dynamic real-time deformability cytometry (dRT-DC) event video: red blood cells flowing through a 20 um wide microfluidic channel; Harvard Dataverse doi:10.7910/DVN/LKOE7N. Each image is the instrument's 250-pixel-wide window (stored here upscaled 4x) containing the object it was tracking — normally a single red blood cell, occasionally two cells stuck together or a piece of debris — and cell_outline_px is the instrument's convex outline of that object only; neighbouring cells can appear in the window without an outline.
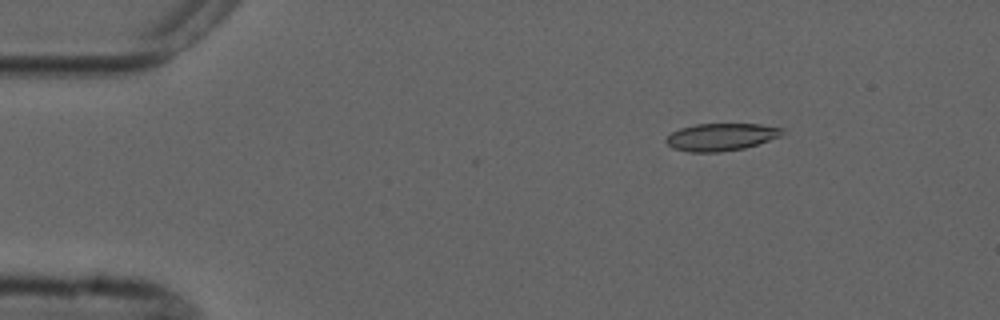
{"species": "common noctule bat (a hibernating species)", "species_latin": "Nyctalus noctula", "temperature_condition": "cold", "stored_images_in_passage": 3, "camera_frame_rate_fps": 3000, "um_per_image_px": 0.085, "animal": {"sex": "male", "forearm_length_mm": 52.5}, "frame": {"image": 1, "passage_image": 1, "time_ms": 0.0, "image_size_px": [1000, 320], "cell_outline_px": [[784, 132], [780, 136], [744, 148], [716, 152], [688, 152], [672, 148], [664, 140], [672, 132], [680, 128], [696, 124], [760, 124], [784, 128]], "centroid_in_image_um": [61.27, 11.64], "position_along_channel_um": 23.7, "area_um2": 18.44}}